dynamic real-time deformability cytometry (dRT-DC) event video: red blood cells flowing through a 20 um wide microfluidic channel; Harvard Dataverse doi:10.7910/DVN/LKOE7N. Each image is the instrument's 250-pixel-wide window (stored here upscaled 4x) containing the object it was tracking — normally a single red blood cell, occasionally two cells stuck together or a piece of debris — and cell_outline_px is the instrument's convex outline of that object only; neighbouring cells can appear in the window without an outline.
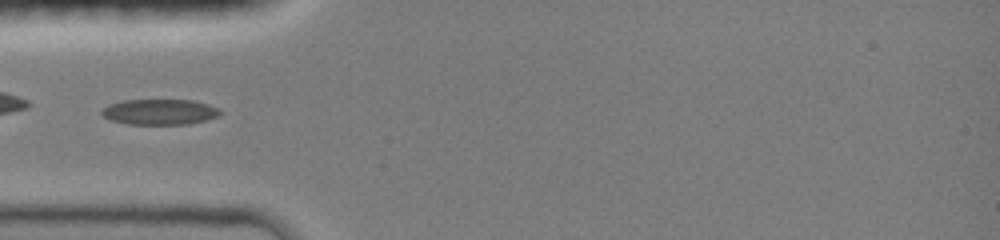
{"species": "common noctule bat (a hibernating species)", "species_latin": "Nyctalus noctula", "temperature_condition": "room temperature", "stored_images_in_passage": 51, "camera_frame_rate_fps": 3000, "um_per_image_px": 0.085, "animal": {"sex": "female", "body_mass_g": 19.0, "forearm_length_mm": 51.5}, "frame": {"image": 1, "passage_image": 15, "time_ms": 4.0, "image_size_px": [1000, 240], "cell_outline_px": [[220, 116], [188, 124], [128, 124], [112, 120], [104, 116], [100, 112], [108, 104], [124, 100], [192, 100], [208, 104], [220, 108]], "centroid_in_image_um": [13.59, 9.51], "position_along_channel_um": 71.4, "area_um2": 17.57}, "authors_computed_cell_mechanics": {"area_um2": 17.629, "velocity_mm_per_s": 4.1378, "shape_relaxation_time_tau1_ms": 6.4888, "shape_relaxation_time_tau2_ms": 1.1659, "deformation_change_tau1": 0.2277, "deformation_change_tau2": 0.0562}}